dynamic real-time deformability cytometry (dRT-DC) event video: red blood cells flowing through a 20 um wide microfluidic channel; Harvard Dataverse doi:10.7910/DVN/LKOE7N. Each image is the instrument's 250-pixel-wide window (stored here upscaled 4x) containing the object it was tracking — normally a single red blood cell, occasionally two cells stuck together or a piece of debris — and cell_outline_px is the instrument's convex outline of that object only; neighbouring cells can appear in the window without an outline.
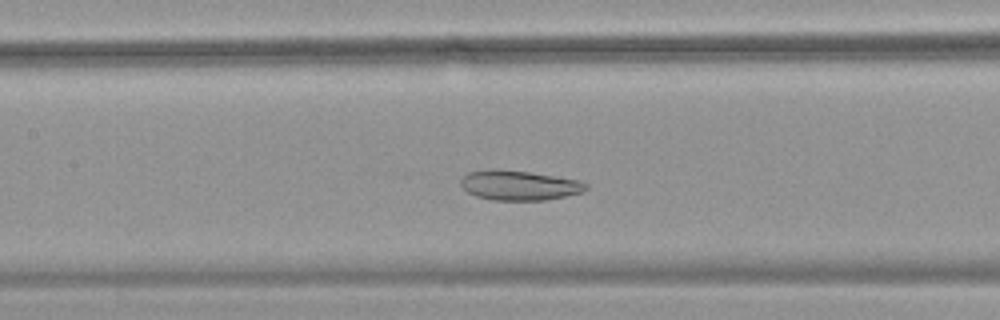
{"species": "common noctule bat (a hibernating species)", "species_latin": "Nyctalus noctula", "temperature_condition": "warm", "stored_images_in_passage": 53, "camera_frame_rate_fps": 3000, "um_per_image_px": 0.085, "animal": {"sex": "female", "body_mass_g": 18.4}, "frame": {"image": 1, "passage_image": 23, "time_ms": 7.333, "image_size_px": [1000, 320], "cell_outline_px": [[588, 188], [584, 192], [544, 200], [492, 200], [476, 196], [468, 192], [460, 184], [460, 180], [468, 172], [492, 168], [496, 168], [528, 172], [580, 180], [588, 184]], "centroid_in_image_um": [44.13, 15.74], "position_along_channel_um": 163.3, "area_um2": 21.79}}
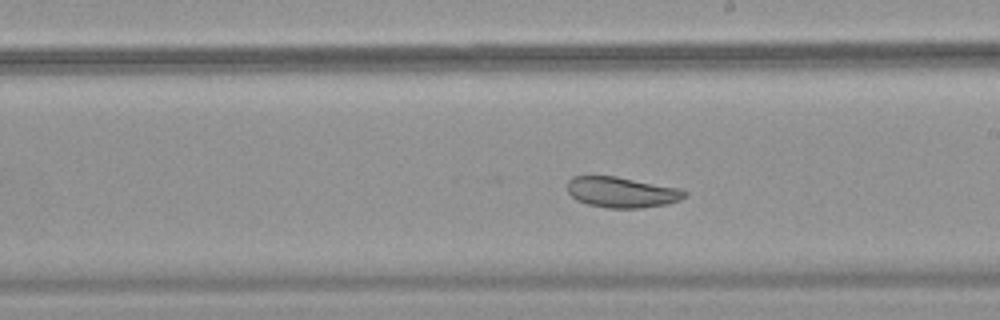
{"frame": {"image": 2, "passage_image": 29, "time_ms": 9.333, "image_size_px": [1000, 320], "cell_outline_px": [[688, 196], [680, 200], [668, 204], [640, 208], [608, 208], [588, 204], [576, 200], [568, 192], [568, 180], [572, 176], [616, 176], [680, 188], [688, 192]], "centroid_in_image_um": [52.88, 16.34], "position_along_channel_um": 236.1, "area_um2": 21.1}}
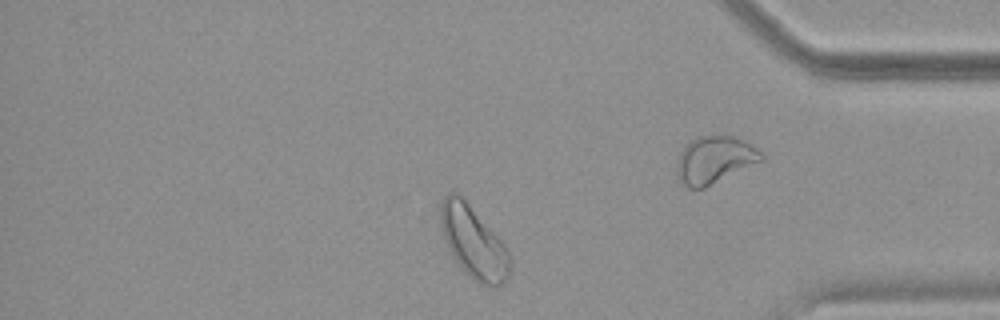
{"frame": {"image": 3, "passage_image": 44, "time_ms": 14.333, "image_size_px": [1000, 320], "cell_outline_px": [[512, 268], [504, 284], [480, 284], [460, 268], [456, 264], [448, 248], [440, 228], [436, 204], [448, 192], [456, 192], [468, 204], [504, 244], [512, 260]], "centroid_in_image_um": [40.18, 20.55], "position_along_channel_um": 395.0, "area_um2": 29.3}, "authors_computed_cell_mechanics": {"area_um2": 28.033, "velocity_mm_per_s": 3.6764, "shape_relaxation_time_tau1_ms": null, "shape_relaxation_time_tau2_ms": 4.3768, "deformation_change_tau1": null, "deformation_change_tau2": 0.1068}}